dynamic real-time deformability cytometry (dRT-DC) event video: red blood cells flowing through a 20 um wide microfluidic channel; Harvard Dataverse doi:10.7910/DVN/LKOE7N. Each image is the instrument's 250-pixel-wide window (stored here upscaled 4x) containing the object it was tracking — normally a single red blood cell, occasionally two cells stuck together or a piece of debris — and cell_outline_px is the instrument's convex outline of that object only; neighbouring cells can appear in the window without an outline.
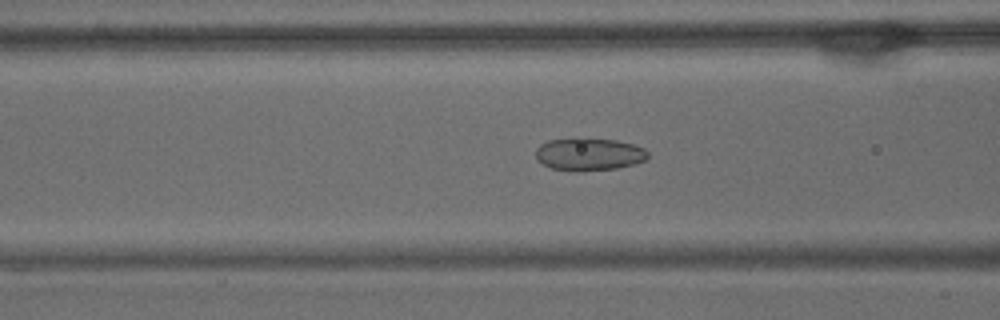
{"species": "common noctule bat (a hibernating species)", "species_latin": "Nyctalus noctula", "temperature_condition": "warm", "stored_images_in_passage": 55, "camera_frame_rate_fps": 3000, "um_per_image_px": 0.085, "animal": {"sex": "male", "body_mass_g": 15.6}, "frame": {"image": 1, "passage_image": 21, "time_ms": 6.667, "image_size_px": [1000, 320], "cell_outline_px": [[648, 156], [644, 160], [632, 164], [616, 168], [576, 172], [552, 168], [536, 160], [536, 148], [540, 144], [548, 140], [576, 136], [616, 140], [632, 144], [644, 148], [648, 152]], "centroid_in_image_um": [50.01, 13.08], "position_along_channel_um": 116.6, "area_um2": 21.73}}
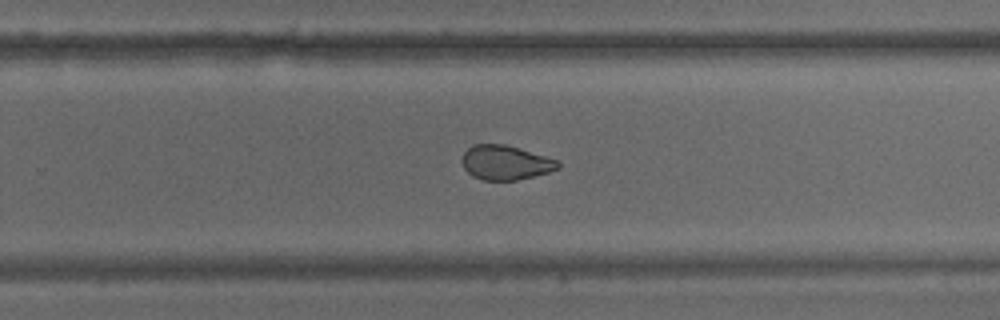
{"frame": {"image": 2, "passage_image": 35, "time_ms": 11.333, "image_size_px": [1000, 320], "cell_outline_px": [[560, 168], [548, 172], [516, 180], [484, 180], [472, 176], [464, 168], [460, 160], [464, 152], [472, 144], [504, 144], [544, 156], [556, 160], [560, 164]], "centroid_in_image_um": [42.91, 13.82], "position_along_channel_um": 286.9, "area_um2": 19.07}}
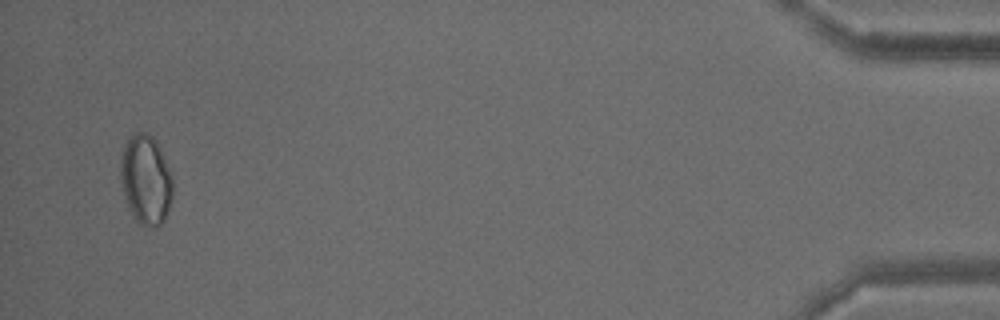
{"frame": {"image": 3, "passage_image": 53, "time_ms": 17.333, "image_size_px": [1000, 320], "cell_outline_px": [[172, 196], [164, 220], [156, 228], [152, 228], [136, 224], [128, 208], [124, 196], [120, 180], [120, 152], [128, 140], [136, 132], [144, 132], [152, 136], [160, 148], [172, 172]], "centroid_in_image_um": [12.38, 15.31], "position_along_channel_um": 422.8, "area_um2": 27.69}, "authors_computed_cell_mechanics": {"area_um2": 22.1952, "velocity_mm_per_s": 3.6544, "shape_relaxation_time_tau1_ms": null, "shape_relaxation_time_tau2_ms": 1.4878, "deformation_change_tau1": null, "deformation_change_tau2": 0.0604}}